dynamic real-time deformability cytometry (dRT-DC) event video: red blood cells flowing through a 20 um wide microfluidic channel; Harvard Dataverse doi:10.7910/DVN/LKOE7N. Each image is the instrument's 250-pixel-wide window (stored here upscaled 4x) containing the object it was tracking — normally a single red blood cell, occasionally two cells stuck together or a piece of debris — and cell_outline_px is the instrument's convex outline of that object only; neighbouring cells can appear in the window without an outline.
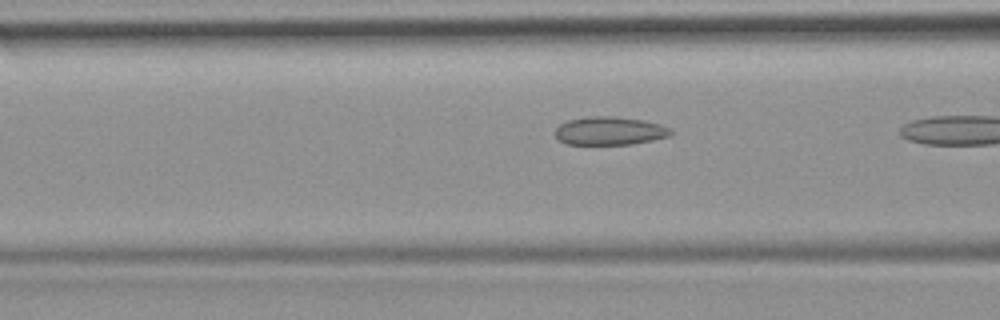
{"species": "common noctule bat (a hibernating species)", "species_latin": "Nyctalus noctula", "temperature_condition": "room temperature", "stored_images_in_passage": 16, "camera_frame_rate_fps": 3000, "um_per_image_px": 0.085, "animal": {"sex": "female", "body_mass_g": 19.9}, "frame": {"image": 1, "passage_image": 14, "time_ms": 4.333, "image_size_px": [1000, 320], "cell_outline_px": [[672, 136], [632, 144], [568, 144], [560, 140], [556, 136], [556, 128], [560, 124], [568, 120], [588, 116], [616, 116], [644, 120], [660, 124], [668, 128], [672, 132]], "centroid_in_image_um": [51.84, 11.11], "position_along_channel_um": 114.8, "area_um2": 19.02}}